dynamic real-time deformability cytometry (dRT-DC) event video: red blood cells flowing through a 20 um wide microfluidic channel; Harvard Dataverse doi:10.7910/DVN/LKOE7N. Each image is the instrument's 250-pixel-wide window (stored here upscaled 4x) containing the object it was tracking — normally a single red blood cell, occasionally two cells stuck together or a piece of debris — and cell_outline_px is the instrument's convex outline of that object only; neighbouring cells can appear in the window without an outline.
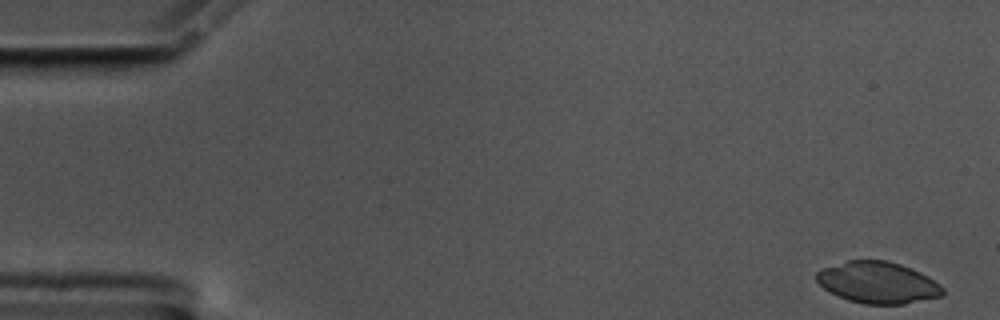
{"species": "common noctule bat (a hibernating species)", "species_latin": "Nyctalus noctula", "temperature_condition": "cold", "stored_images_in_passage": 56, "camera_frame_rate_fps": 3000, "um_per_image_px": 0.085, "animal": {"sex": "male", "body_mass_g": 17.5, "forearm_length_mm": 52.3}, "frame": {"image": 1, "passage_image": 1, "time_ms": 0.0, "image_size_px": [1000, 320], "cell_outline_px": [[944, 292], [940, 296], [904, 304], [864, 304], [848, 300], [836, 296], [828, 292], [816, 280], [816, 272], [824, 268], [848, 260], [888, 260], [912, 268], [928, 276], [940, 284], [944, 288]], "centroid_in_image_um": [74.61, 24.02], "position_along_channel_um": 10.4, "area_um2": 30.63}}